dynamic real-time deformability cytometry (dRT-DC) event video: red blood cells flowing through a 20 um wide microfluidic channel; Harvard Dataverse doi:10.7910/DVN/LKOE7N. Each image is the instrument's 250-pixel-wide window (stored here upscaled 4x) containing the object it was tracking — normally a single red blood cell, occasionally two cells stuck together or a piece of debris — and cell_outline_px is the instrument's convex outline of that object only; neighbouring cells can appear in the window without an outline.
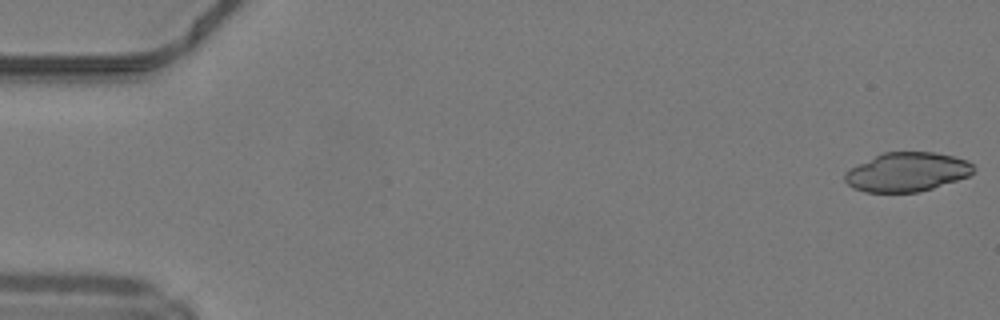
{"species": "common noctule bat (a hibernating species)", "species_latin": "Nyctalus noctula", "temperature_condition": "warm", "stored_images_in_passage": 10, "camera_frame_rate_fps": 3000, "um_per_image_px": 0.085, "animal": {"sex": "male", "body_mass_g": 19.2, "forearm_length_mm": 51.8}, "frame": {"image": 1, "passage_image": 1, "time_ms": 0.0, "image_size_px": [1000, 320], "cell_outline_px": [[976, 168], [968, 176], [920, 192], [864, 192], [852, 188], [844, 180], [844, 172], [884, 152], [932, 152], [952, 156], [968, 160]], "centroid_in_image_um": [77.1, 14.63], "position_along_channel_um": 7.9, "area_um2": 29.02}}